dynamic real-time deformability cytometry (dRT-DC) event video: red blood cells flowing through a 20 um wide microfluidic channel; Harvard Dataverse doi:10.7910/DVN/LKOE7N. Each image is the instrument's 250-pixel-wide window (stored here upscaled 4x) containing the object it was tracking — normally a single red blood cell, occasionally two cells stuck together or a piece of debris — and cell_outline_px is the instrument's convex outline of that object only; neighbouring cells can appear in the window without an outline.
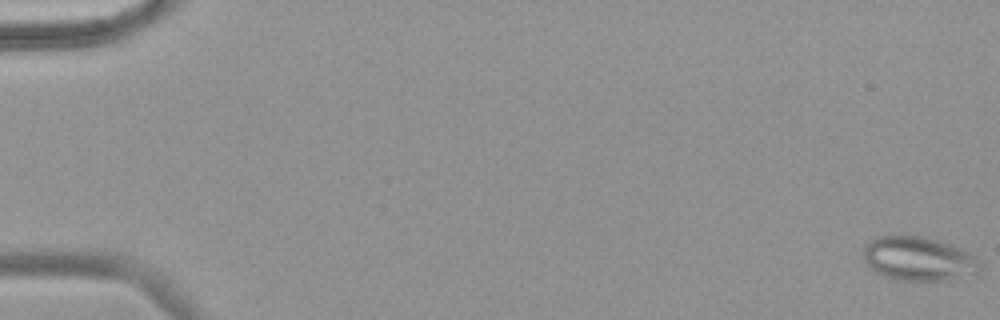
{"species": "common noctule bat (a hibernating species)", "species_latin": "Nyctalus noctula", "temperature_condition": "warm", "stored_images_in_passage": 58, "camera_frame_rate_fps": 3000, "um_per_image_px": 0.085, "animal": {"sex": "female", "body_mass_g": 18.4}, "frame": {"image": 1, "passage_image": 1, "time_ms": 0.0, "image_size_px": [1000, 320], "cell_outline_px": [[984, 268], [980, 272], [948, 280], [896, 280], [876, 272], [864, 260], [864, 248], [876, 236], [900, 232], [924, 236], [940, 240], [972, 256]], "centroid_in_image_um": [78.03, 21.95], "position_along_channel_um": 7.0, "area_um2": 30.06}}
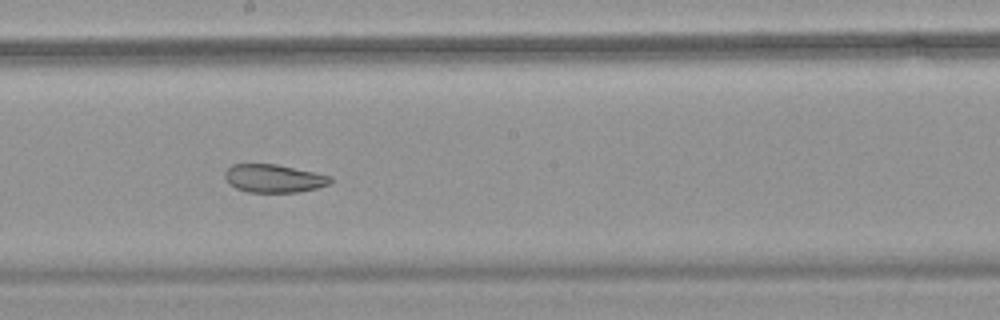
{"frame": {"image": 2, "passage_image": 33, "time_ms": 10.667, "image_size_px": [1000, 320], "cell_outline_px": [[332, 180], [328, 184], [316, 188], [300, 192], [248, 192], [236, 188], [224, 176], [224, 172], [232, 164], [276, 164], [332, 176]], "centroid_in_image_um": [23.28, 15.16], "position_along_channel_um": 224.9, "area_um2": 17.11}}
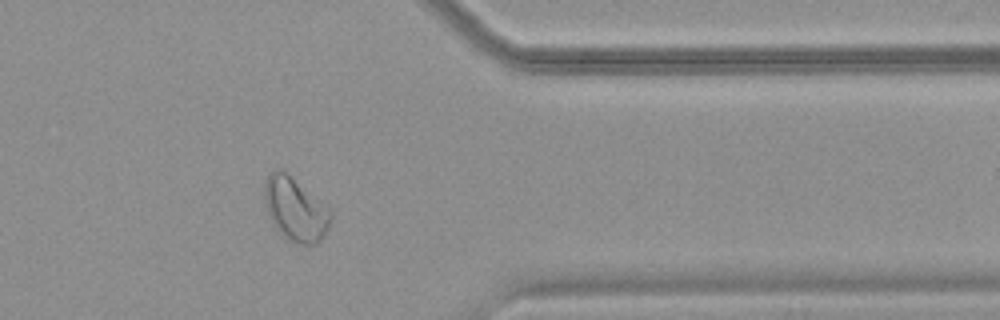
{"frame": {"image": 3, "passage_image": 47, "time_ms": 15.333, "image_size_px": [1000, 320], "cell_outline_px": [[332, 216], [328, 228], [320, 240], [316, 244], [300, 244], [288, 240], [272, 224], [264, 200], [264, 184], [268, 176], [276, 168], [284, 168], [328, 208], [332, 212]], "centroid_in_image_um": [25.08, 17.75], "position_along_channel_um": 386.3, "area_um2": 24.51}, "authors_computed_cell_mechanics": {"area_um2": 25.2297, "velocity_mm_per_s": 3.6656, "shape_relaxation_time_tau1_ms": null, "shape_relaxation_time_tau2_ms": 2.4441, "deformation_change_tau1": null, "deformation_change_tau2": 0.0908}}